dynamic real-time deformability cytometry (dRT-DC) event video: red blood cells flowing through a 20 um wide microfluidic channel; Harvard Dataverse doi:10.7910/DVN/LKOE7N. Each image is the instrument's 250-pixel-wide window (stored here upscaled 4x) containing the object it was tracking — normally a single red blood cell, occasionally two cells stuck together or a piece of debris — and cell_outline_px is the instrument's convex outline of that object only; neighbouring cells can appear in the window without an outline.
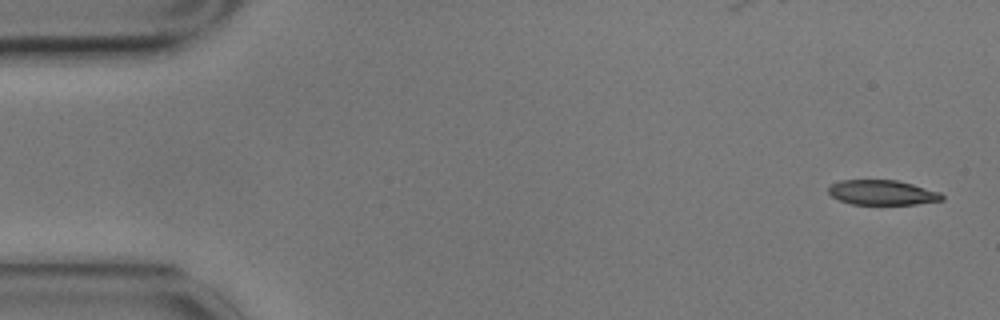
{"species": "common noctule bat (a hibernating species)", "species_latin": "Nyctalus noctula", "temperature_condition": "cold", "stored_images_in_passage": 5, "camera_frame_rate_fps": 3000, "um_per_image_px": 0.085, "animal": {"sex": "male", "body_mass_g": 17.9}, "frame": {"image": 1, "passage_image": 1, "time_ms": 0.0, "image_size_px": [1000, 320], "cell_outline_px": [[944, 200], [916, 204], [852, 204], [840, 200], [832, 196], [828, 192], [828, 188], [832, 184], [840, 180], [896, 180], [912, 184], [940, 192], [944, 196]], "centroid_in_image_um": [75.0, 16.36], "position_along_channel_um": 10.0, "area_um2": 16.36}}
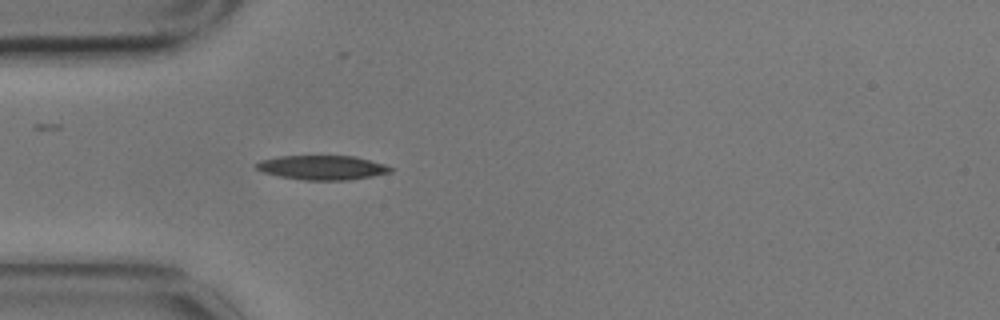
{"frame": {"image": 2, "passage_image": 5, "time_ms": 1.333, "image_size_px": [1000, 320], "cell_outline_px": [[392, 172], [372, 176], [348, 180], [304, 180], [280, 176], [264, 172], [256, 168], [252, 164], [260, 160], [280, 156], [356, 156], [384, 164], [392, 168]], "centroid_in_image_um": [27.38, 14.24], "position_along_channel_um": 57.6, "area_um2": 19.02}}